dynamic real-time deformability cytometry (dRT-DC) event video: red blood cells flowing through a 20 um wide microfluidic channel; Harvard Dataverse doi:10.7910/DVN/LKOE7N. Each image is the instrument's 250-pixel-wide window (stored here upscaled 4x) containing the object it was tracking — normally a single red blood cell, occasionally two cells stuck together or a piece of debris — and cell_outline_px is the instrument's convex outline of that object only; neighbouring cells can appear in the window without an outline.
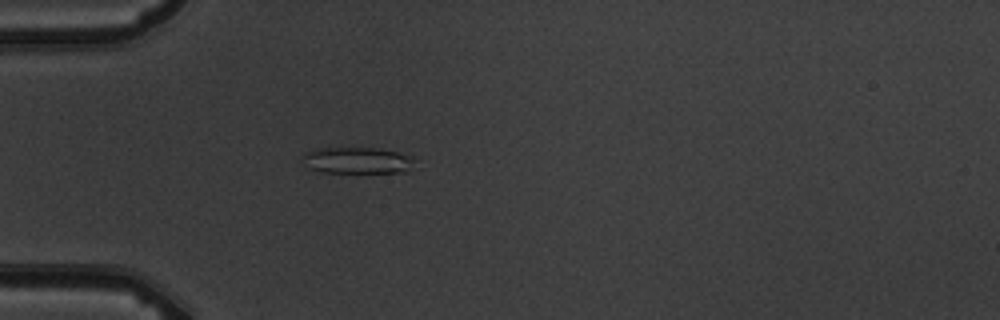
{"species": "common noctule bat (a hibernating species)", "species_latin": "Nyctalus noctula", "temperature_condition": "warm", "stored_images_in_passage": 5, "camera_frame_rate_fps": 3000, "um_per_image_px": 0.085, "animal": {"sex": "male", "body_mass_g": 19.5, "forearm_length_mm": 54.6}, "frame": {"image": 1, "passage_image": 5, "time_ms": 4.667, "image_size_px": [1000, 320], "cell_outline_px": [[412, 160], [408, 172], [320, 172], [308, 168], [304, 164], [300, 156], [304, 152], [316, 148], [376, 148], [396, 152], [412, 156]], "centroid_in_image_um": [30.26, 13.63], "position_along_channel_um": 54.7, "area_um2": 17.22}}